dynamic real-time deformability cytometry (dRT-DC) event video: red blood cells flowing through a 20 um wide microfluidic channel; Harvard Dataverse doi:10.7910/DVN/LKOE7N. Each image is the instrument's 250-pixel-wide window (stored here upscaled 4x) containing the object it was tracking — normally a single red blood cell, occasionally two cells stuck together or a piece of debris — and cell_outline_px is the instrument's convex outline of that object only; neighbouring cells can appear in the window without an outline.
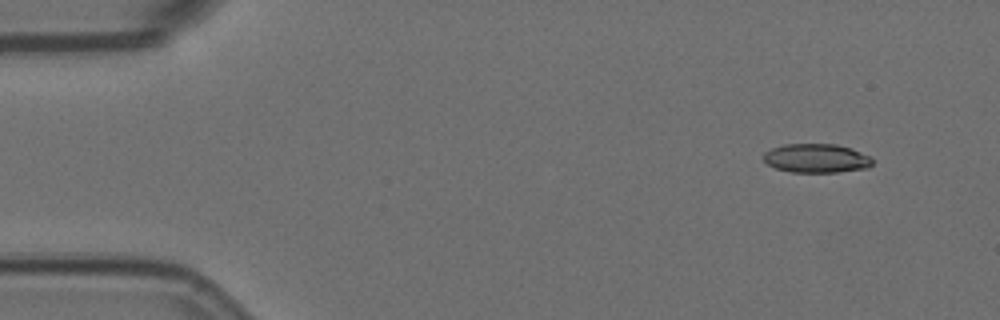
{"species": "Egyptian fruit bat (a non-hibernating species)", "species_latin": "Rousettus aegyptiacus", "temperature_condition": "room temperature", "stored_images_in_passage": 5, "camera_frame_rate_fps": 3000, "um_per_image_px": 0.085, "animal": {"sex": "female"}, "frame": {"image": 1, "passage_image": 2, "time_ms": 0.333, "image_size_px": [1000, 320], "cell_outline_px": [[872, 164], [868, 168], [836, 172], [792, 172], [776, 168], [768, 164], [764, 160], [764, 152], [772, 148], [784, 144], [836, 144], [852, 148], [872, 156]], "centroid_in_image_um": [69.43, 13.44], "position_along_channel_um": 15.6, "area_um2": 18.44}}
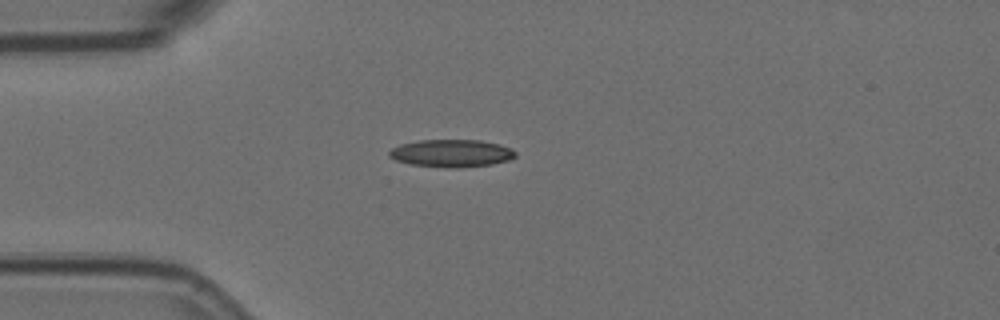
{"frame": {"image": 2, "passage_image": 5, "time_ms": 1.333, "image_size_px": [1000, 320], "cell_outline_px": [[516, 156], [508, 160], [492, 164], [456, 168], [448, 168], [412, 164], [396, 160], [388, 156], [388, 152], [392, 148], [400, 144], [420, 140], [480, 140], [500, 144], [512, 148], [516, 152]], "centroid_in_image_um": [38.39, 13.02], "position_along_channel_um": 46.6, "area_um2": 20.29}}